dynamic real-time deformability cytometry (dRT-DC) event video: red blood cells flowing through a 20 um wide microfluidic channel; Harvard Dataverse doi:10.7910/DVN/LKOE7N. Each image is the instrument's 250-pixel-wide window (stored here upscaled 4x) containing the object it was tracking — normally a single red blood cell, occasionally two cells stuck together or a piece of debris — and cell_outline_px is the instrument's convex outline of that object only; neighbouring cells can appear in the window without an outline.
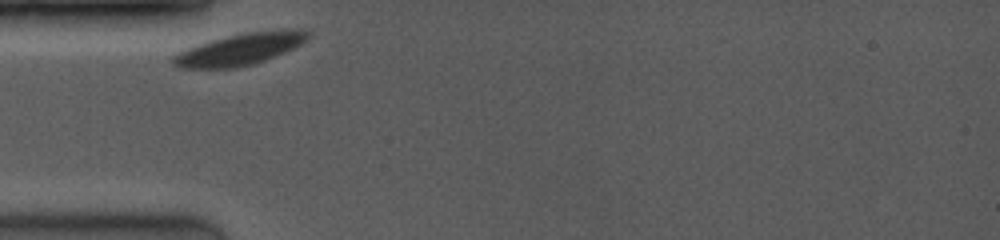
{"species": "common noctule bat (a hibernating species)", "species_latin": "Nyctalus noctula", "temperature_condition": "room temperature", "stored_images_in_passage": 39, "camera_frame_rate_fps": 4000, "um_per_image_px": 0.085, "animal": {"sex": "female", "body_mass_g": 19.0, "forearm_length_mm": 53.3}, "frame": {"image": 1, "passage_image": 1, "time_ms": 0.0, "image_size_px": [1000, 240], "cell_outline_px": [[312, 32], [300, 44], [292, 48], [264, 60], [232, 68], [184, 68], [176, 64], [172, 60], [172, 56], [188, 48], [212, 40], [244, 32], [284, 28], [300, 28]], "centroid_in_image_um": [20.46, 4.14], "position_along_channel_um": 64.5, "area_um2": 24.39}}
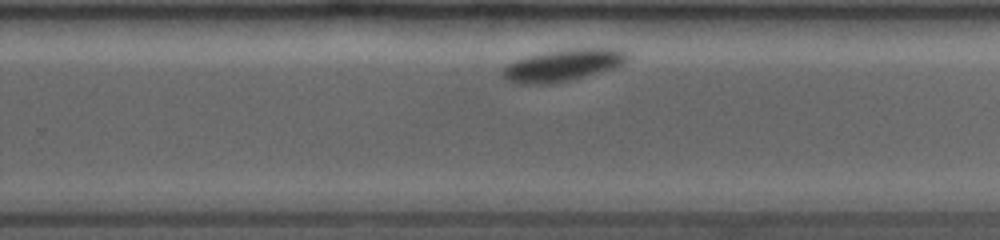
{"frame": {"image": 2, "passage_image": 26, "time_ms": 6.25, "image_size_px": [1000, 240], "cell_outline_px": [[628, 60], [612, 68], [580, 76], [560, 80], [532, 84], [520, 84], [508, 80], [504, 76], [504, 68], [508, 64], [516, 60], [528, 56], [544, 52], [564, 48], [620, 48], [628, 52]], "centroid_in_image_um": [47.88, 5.48], "position_along_channel_um": 281.9, "area_um2": 22.25}}
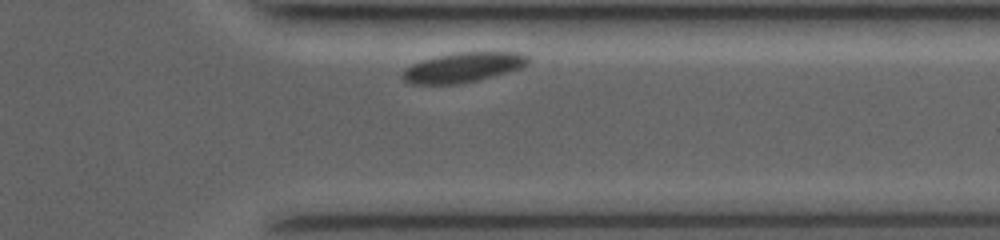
{"frame": {"image": 3, "passage_image": 36, "time_ms": 8.75, "image_size_px": [1000, 240], "cell_outline_px": [[528, 64], [520, 68], [476, 80], [456, 84], [412, 84], [404, 80], [404, 72], [412, 64], [424, 60], [456, 52], [520, 52], [528, 56]], "centroid_in_image_um": [39.4, 5.72], "position_along_channel_um": 372.0, "area_um2": 21.21}, "authors_computed_cell_mechanics": {"area_um2": 23.0622, "velocity_mm_per_s": 3.5038, "shape_relaxation_time_tau1_ms": 2.0976, "shape_relaxation_time_tau2_ms": null, "deformation_change_tau1": 0.0934, "deformation_change_tau2": null}}